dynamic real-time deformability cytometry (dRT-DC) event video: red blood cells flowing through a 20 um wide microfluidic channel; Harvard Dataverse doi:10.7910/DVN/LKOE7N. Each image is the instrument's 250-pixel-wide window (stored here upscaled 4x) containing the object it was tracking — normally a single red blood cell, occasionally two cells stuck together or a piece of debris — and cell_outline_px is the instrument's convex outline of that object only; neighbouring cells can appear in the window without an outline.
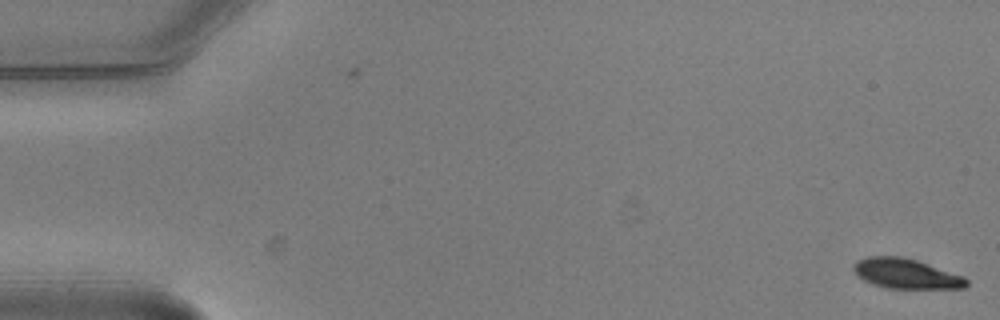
{"species": "common noctule bat (a hibernating species)", "species_latin": "Nyctalus noctula", "temperature_condition": "warm", "stored_images_in_passage": 7, "camera_frame_rate_fps": 3000, "um_per_image_px": 0.085, "animal": {"sex": "male", "body_mass_g": 20.5, "forearm_length_mm": 52.5}, "frame": {"image": 1, "passage_image": 1, "time_ms": 0.0, "image_size_px": [1000, 320], "cell_outline_px": [[968, 284], [964, 288], [888, 288], [872, 284], [856, 276], [852, 268], [852, 264], [856, 260], [868, 256], [900, 256], [916, 260], [964, 276], [968, 280]], "centroid_in_image_um": [76.96, 23.25], "position_along_channel_um": 8.0, "area_um2": 19.77}}
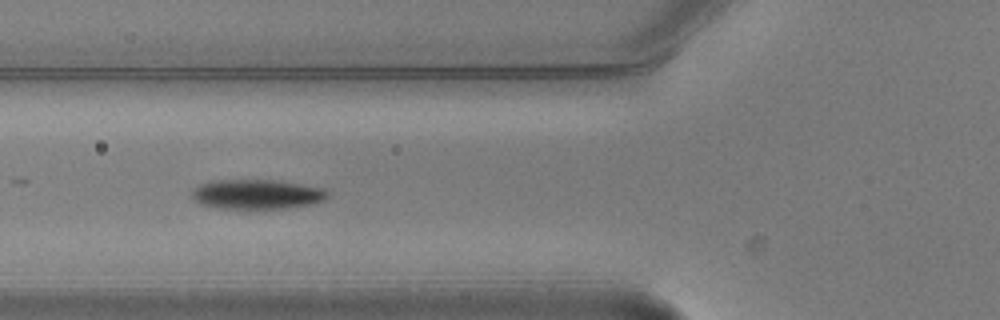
{"frame": {"image": 2, "passage_image": 6, "time_ms": 1.667, "image_size_px": [1000, 320], "cell_outline_px": [[328, 196], [324, 200], [308, 204], [288, 208], [216, 208], [200, 204], [192, 200], [192, 188], [200, 184], [212, 180], [276, 180], [324, 188], [328, 192]], "centroid_in_image_um": [21.78, 16.5], "position_along_channel_um": 104.0, "area_um2": 23.47}}
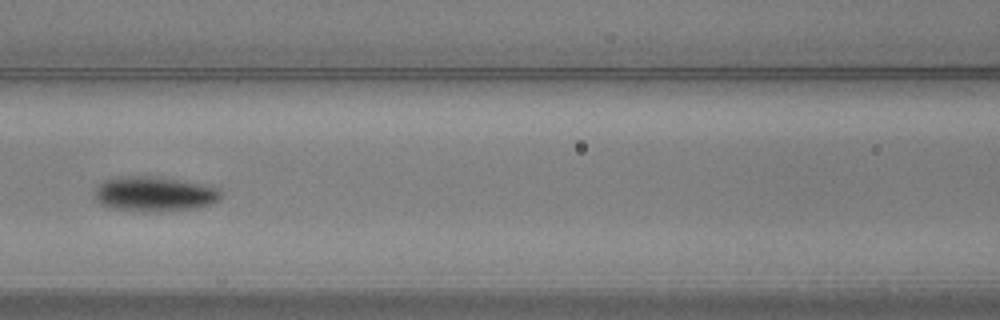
{"frame": {"image": 3, "passage_image": 7, "time_ms": 2.0, "image_size_px": [1000, 320], "cell_outline_px": [[224, 192], [220, 200], [212, 204], [196, 208], [160, 212], [156, 212], [112, 208], [100, 204], [96, 200], [96, 184], [104, 180], [116, 176], [160, 176], [204, 184], [220, 188]], "centroid_in_image_um": [13.18, 16.47], "position_along_channel_um": 153.4, "area_um2": 26.24}}